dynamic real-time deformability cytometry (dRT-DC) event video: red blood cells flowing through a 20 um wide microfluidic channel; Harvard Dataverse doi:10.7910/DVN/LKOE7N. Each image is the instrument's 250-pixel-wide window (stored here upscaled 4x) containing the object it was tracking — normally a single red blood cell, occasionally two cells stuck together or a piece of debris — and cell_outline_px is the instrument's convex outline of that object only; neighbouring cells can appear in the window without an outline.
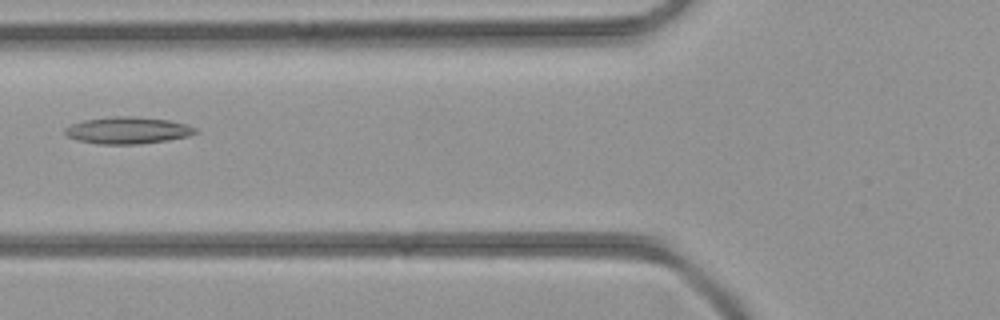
{"species": "common noctule bat (a hibernating species)", "species_latin": "Nyctalus noctula", "temperature_condition": "room temperature", "stored_images_in_passage": 43, "camera_frame_rate_fps": 3000, "um_per_image_px": 0.085, "animal": {"sex": "female", "body_mass_g": 21.9}, "frame": {"image": 1, "passage_image": 17, "time_ms": 5.333, "image_size_px": [1000, 320], "cell_outline_px": [[196, 132], [188, 136], [168, 140], [140, 144], [100, 144], [76, 140], [68, 136], [64, 132], [64, 128], [72, 124], [84, 120], [112, 116], [132, 116], [168, 120], [188, 124], [196, 128]], "centroid_in_image_um": [10.84, 11.08], "position_along_channel_um": 115.0, "area_um2": 20.4}}
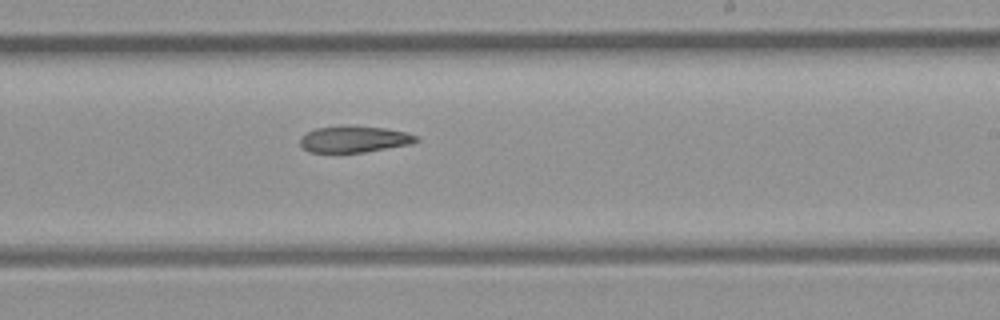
{"frame": {"image": 2, "passage_image": 26, "time_ms": 8.333, "image_size_px": [1000, 320], "cell_outline_px": [[420, 140], [412, 144], [364, 152], [308, 152], [300, 144], [300, 136], [316, 128], [348, 124], [352, 124], [388, 128], [408, 132], [416, 136]], "centroid_in_image_um": [30.13, 11.8], "position_along_channel_um": 258.9, "area_um2": 18.32}}
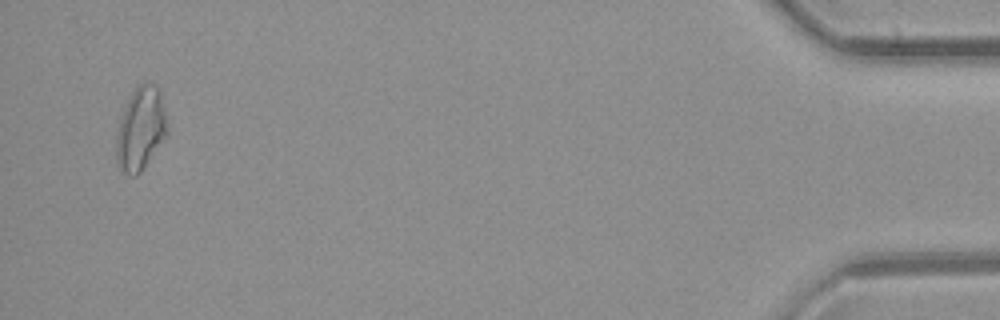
{"frame": {"image": 3, "passage_image": 42, "time_ms": 13.667, "image_size_px": [1000, 320], "cell_outline_px": [[168, 132], [140, 172], [136, 176], [128, 176], [120, 168], [116, 160], [116, 136], [120, 116], [132, 92], [140, 84], [148, 84], [160, 88], [168, 124]], "centroid_in_image_um": [11.95, 10.95], "position_along_channel_um": 423.3, "area_um2": 24.45}}